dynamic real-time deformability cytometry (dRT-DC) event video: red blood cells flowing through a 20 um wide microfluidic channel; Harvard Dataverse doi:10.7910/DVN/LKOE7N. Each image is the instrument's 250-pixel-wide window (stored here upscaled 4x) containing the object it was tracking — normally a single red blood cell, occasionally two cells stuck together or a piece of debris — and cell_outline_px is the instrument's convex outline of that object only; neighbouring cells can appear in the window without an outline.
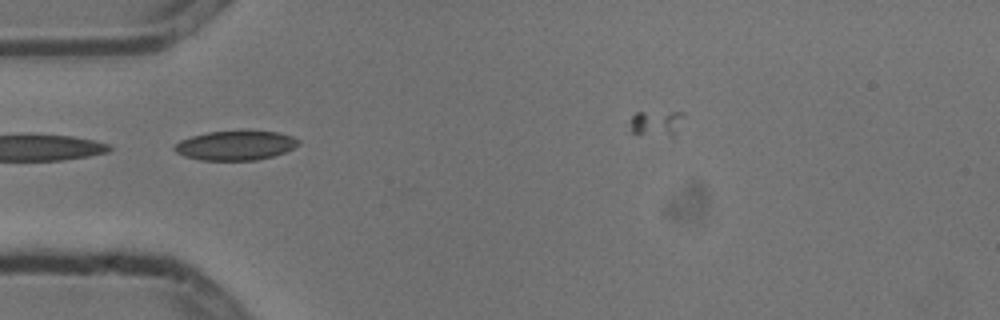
{"species": "common noctule bat (a hibernating species)", "species_latin": "Nyctalus noctula", "temperature_condition": "cold", "stored_images_in_passage": 10, "camera_frame_rate_fps": 3000, "um_per_image_px": 0.085, "animal": {"sex": "male", "body_mass_g": 13.3}, "frame": {"image": 1, "passage_image": 7, "time_ms": 2.0, "image_size_px": [1000, 320], "cell_outline_px": [[300, 144], [284, 152], [272, 156], [256, 160], [200, 160], [184, 156], [176, 152], [172, 148], [180, 140], [192, 136], [208, 132], [280, 132], [292, 136], [300, 140]], "centroid_in_image_um": [20.01, 12.37], "position_along_channel_um": 65.0, "area_um2": 20.92}}
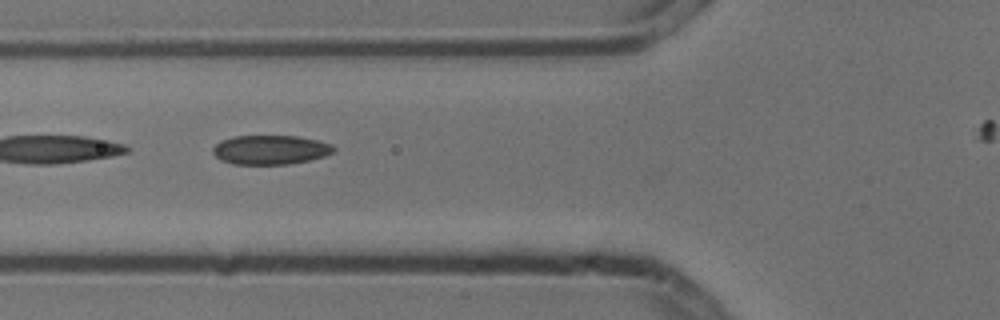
{"frame": {"image": 2, "passage_image": 8, "time_ms": 2.333, "image_size_px": [1000, 320], "cell_outline_px": [[336, 148], [332, 152], [324, 156], [308, 160], [288, 164], [232, 164], [220, 160], [212, 152], [212, 148], [216, 144], [232, 136], [296, 136], [316, 140], [332, 144]], "centroid_in_image_um": [22.96, 12.73], "position_along_channel_um": 102.8, "area_um2": 20.46}}
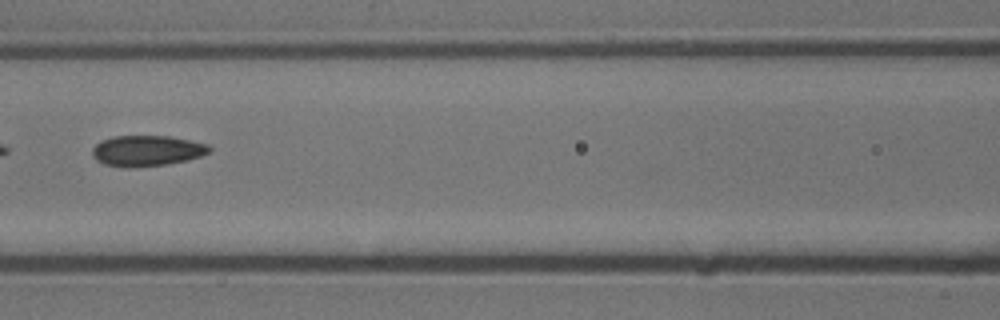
{"frame": {"image": 3, "passage_image": 9, "time_ms": 2.667, "image_size_px": [1000, 320], "cell_outline_px": [[212, 152], [188, 160], [164, 164], [104, 164], [96, 160], [92, 156], [92, 148], [100, 140], [112, 136], [168, 136], [208, 144], [212, 148]], "centroid_in_image_um": [12.52, 12.76], "position_along_channel_um": 154.1, "area_um2": 20.17}}